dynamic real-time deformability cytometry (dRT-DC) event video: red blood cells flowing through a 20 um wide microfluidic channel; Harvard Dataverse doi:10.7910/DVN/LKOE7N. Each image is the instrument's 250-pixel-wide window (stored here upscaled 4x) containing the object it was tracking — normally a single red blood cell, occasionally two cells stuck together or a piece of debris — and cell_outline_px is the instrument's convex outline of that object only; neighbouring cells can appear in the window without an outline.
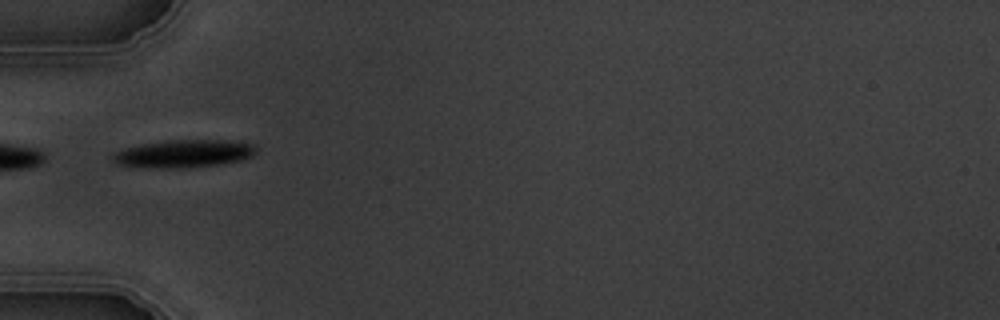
{"species": "common noctule bat (a hibernating species)", "species_latin": "Nyctalus noctula", "temperature_condition": "warm", "stored_images_in_passage": 9, "camera_frame_rate_fps": 3000, "um_per_image_px": 0.085, "animal": {"sex": "male", "body_mass_g": 19.5, "forearm_length_mm": 54.6}, "frame": {"image": 1, "passage_image": 3, "time_ms": 2.333, "image_size_px": [1000, 320], "cell_outline_px": [[256, 152], [252, 156], [244, 160], [224, 164], [192, 168], [148, 168], [116, 164], [112, 160], [112, 156], [116, 152], [124, 148], [140, 144], [168, 140], [244, 140], [256, 144]], "centroid_in_image_um": [15.71, 13.06], "position_along_channel_um": 69.3, "area_um2": 23.93}}